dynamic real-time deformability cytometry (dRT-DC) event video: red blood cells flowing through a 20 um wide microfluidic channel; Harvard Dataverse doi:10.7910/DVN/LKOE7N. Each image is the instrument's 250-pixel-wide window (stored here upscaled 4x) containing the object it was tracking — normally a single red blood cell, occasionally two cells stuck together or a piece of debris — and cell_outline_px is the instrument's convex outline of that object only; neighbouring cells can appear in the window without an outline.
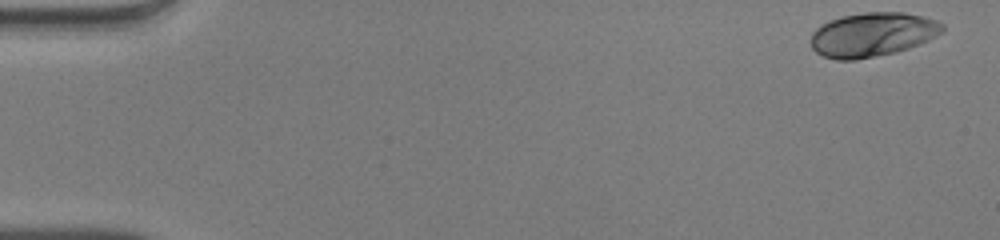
{"species": "human", "species_latin": "Homo sapiens", "temperature_condition": "warm", "stored_images_in_passage": 50, "camera_frame_rate_fps": 3000, "um_per_image_px": 0.085, "donor": {"sex": "male"}, "frame": {"image": 1, "passage_image": 1, "time_ms": 0.0, "image_size_px": [1000, 240], "cell_outline_px": [[944, 32], [920, 44], [896, 52], [856, 60], [836, 60], [824, 56], [816, 52], [812, 48], [812, 32], [820, 24], [840, 16], [864, 12], [904, 12], [924, 16], [936, 20], [944, 24]], "centroid_in_image_um": [74.17, 2.93], "position_along_channel_um": 10.8, "area_um2": 34.1}}
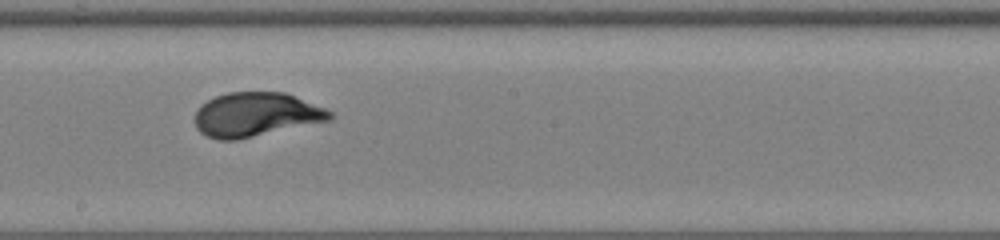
{"frame": {"image": 2, "passage_image": 28, "time_ms": 9.0, "image_size_px": [1000, 240], "cell_outline_px": [[336, 116], [332, 120], [236, 140], [220, 140], [208, 136], [200, 132], [196, 128], [196, 112], [208, 100], [216, 96], [228, 92], [284, 92], [324, 108], [332, 112]], "centroid_in_image_um": [21.79, 9.74], "position_along_channel_um": 226.4, "area_um2": 34.45}}
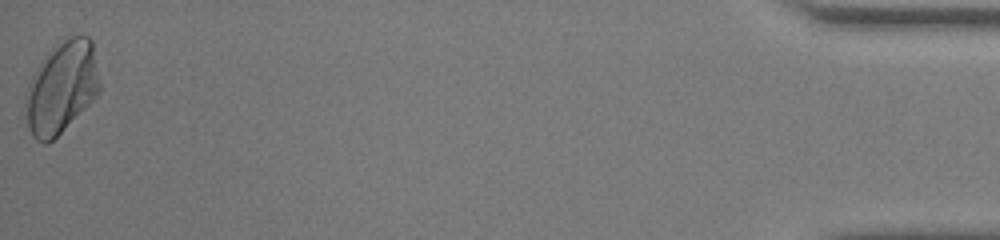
{"frame": {"image": 3, "passage_image": 50, "time_ms": 16.333, "image_size_px": [1000, 240], "cell_outline_px": [[100, 92], [48, 144], [44, 144], [36, 140], [32, 136], [28, 128], [24, 100], [24, 96], [28, 84], [52, 44], [64, 36], [88, 36], [92, 40], [100, 84]], "centroid_in_image_um": [5.21, 7.39], "position_along_channel_um": 430.0, "area_um2": 39.71}, "authors_computed_cell_mechanics": {"area_um2": 34.5355, "velocity_mm_per_s": 4.0675, "shape_relaxation_time_tau1_ms": 3.2235, "shape_relaxation_time_tau2_ms": null, "deformation_change_tau1": 0.1751, "deformation_change_tau2": null}}